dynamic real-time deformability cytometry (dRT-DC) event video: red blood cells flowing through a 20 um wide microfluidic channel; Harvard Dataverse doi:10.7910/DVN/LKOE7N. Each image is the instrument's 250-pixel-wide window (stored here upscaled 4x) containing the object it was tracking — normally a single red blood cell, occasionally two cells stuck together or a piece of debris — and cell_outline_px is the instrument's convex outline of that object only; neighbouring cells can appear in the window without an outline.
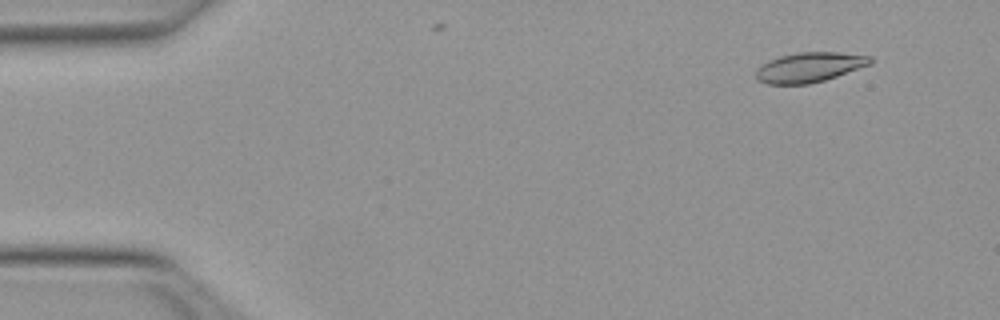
{"species": "Egyptian fruit bat (a non-hibernating species)", "species_latin": "Rousettus aegyptiacus", "temperature_condition": "warm", "stored_images_in_passage": 8, "camera_frame_rate_fps": 3000, "um_per_image_px": 0.085, "animal": {"sex": "female"}, "frame": {"image": 1, "passage_image": 5, "time_ms": 1.333, "image_size_px": [1000, 320], "cell_outline_px": [[872, 64], [824, 80], [808, 84], [768, 84], [756, 80], [756, 68], [768, 60], [780, 56], [800, 52], [840, 52], [872, 56]], "centroid_in_image_um": [68.79, 5.71], "position_along_channel_um": 16.2, "area_um2": 19.94}}